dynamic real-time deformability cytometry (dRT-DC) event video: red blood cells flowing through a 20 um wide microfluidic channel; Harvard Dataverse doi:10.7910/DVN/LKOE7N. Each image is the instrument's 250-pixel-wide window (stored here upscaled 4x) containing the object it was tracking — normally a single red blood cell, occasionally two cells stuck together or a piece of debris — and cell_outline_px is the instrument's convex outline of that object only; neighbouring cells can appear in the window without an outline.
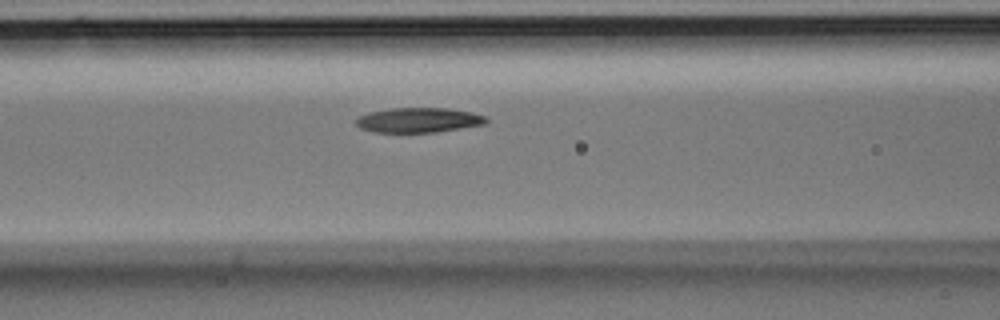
{"species": "Egyptian fruit bat (a non-hibernating species)", "species_latin": "Rousettus aegyptiacus", "temperature_condition": "room temperature", "stored_images_in_passage": 4, "camera_frame_rate_fps": 3000, "um_per_image_px": 0.085, "animal": {"sex": "male"}, "frame": {"image": 1, "passage_image": 3, "time_ms": 0.667, "image_size_px": [1000, 320], "cell_outline_px": [[488, 120], [484, 124], [436, 132], [376, 132], [360, 128], [356, 124], [356, 120], [360, 116], [368, 112], [392, 108], [448, 108], [472, 112], [484, 116]], "centroid_in_image_um": [35.57, 10.2], "position_along_channel_um": 131.0, "area_um2": 18.67}}